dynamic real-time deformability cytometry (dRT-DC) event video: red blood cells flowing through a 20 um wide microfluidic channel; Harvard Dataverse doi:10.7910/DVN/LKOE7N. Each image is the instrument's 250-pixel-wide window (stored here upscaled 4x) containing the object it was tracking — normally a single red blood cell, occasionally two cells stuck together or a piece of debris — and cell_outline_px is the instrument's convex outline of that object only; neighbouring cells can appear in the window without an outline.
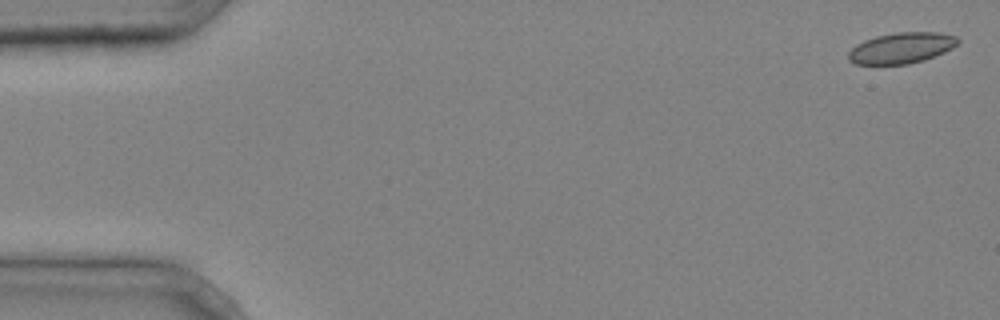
{"species": "common noctule bat (a hibernating species)", "species_latin": "Nyctalus noctula", "temperature_condition": "cold", "stored_images_in_passage": 4, "camera_frame_rate_fps": 3000, "um_per_image_px": 0.085, "animal": {"sex": "male", "body_mass_g": 20.4}, "frame": {"image": 1, "passage_image": 1, "time_ms": 0.0, "image_size_px": [1000, 320], "cell_outline_px": [[960, 40], [952, 48], [944, 52], [924, 60], [908, 64], [856, 64], [848, 60], [848, 52], [856, 44], [864, 40], [876, 36], [896, 32], [936, 32], [956, 36]], "centroid_in_image_um": [76.61, 4.07], "position_along_channel_um": 8.4, "area_um2": 19.65}}
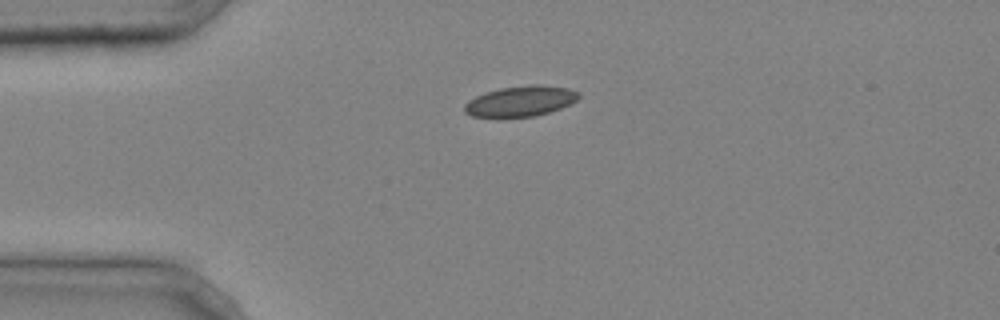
{"frame": {"image": 2, "passage_image": 4, "time_ms": 1.0, "image_size_px": [1000, 320], "cell_outline_px": [[580, 96], [576, 100], [560, 108], [548, 112], [532, 116], [500, 120], [496, 120], [472, 116], [464, 112], [464, 104], [468, 100], [484, 92], [500, 88], [528, 84], [540, 84], [568, 88], [580, 92]], "centroid_in_image_um": [44.16, 8.63], "position_along_channel_um": 40.8, "area_um2": 21.04}}